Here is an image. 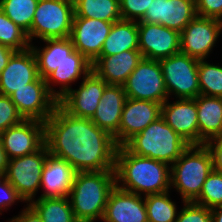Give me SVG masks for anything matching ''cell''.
Masks as SVG:
<instances>
[{
	"label": "cell",
	"instance_id": "obj_1",
	"mask_svg": "<svg viewBox=\"0 0 222 222\" xmlns=\"http://www.w3.org/2000/svg\"><path fill=\"white\" fill-rule=\"evenodd\" d=\"M49 154L65 160L76 172L114 170V137L89 118L74 117L59 105L45 122Z\"/></svg>",
	"mask_w": 222,
	"mask_h": 222
},
{
	"label": "cell",
	"instance_id": "obj_2",
	"mask_svg": "<svg viewBox=\"0 0 222 222\" xmlns=\"http://www.w3.org/2000/svg\"><path fill=\"white\" fill-rule=\"evenodd\" d=\"M115 182L122 190L141 196L171 191V170L166 163L131 153L117 147Z\"/></svg>",
	"mask_w": 222,
	"mask_h": 222
},
{
	"label": "cell",
	"instance_id": "obj_3",
	"mask_svg": "<svg viewBox=\"0 0 222 222\" xmlns=\"http://www.w3.org/2000/svg\"><path fill=\"white\" fill-rule=\"evenodd\" d=\"M115 186L114 170L76 172L68 195L76 220L100 222Z\"/></svg>",
	"mask_w": 222,
	"mask_h": 222
},
{
	"label": "cell",
	"instance_id": "obj_4",
	"mask_svg": "<svg viewBox=\"0 0 222 222\" xmlns=\"http://www.w3.org/2000/svg\"><path fill=\"white\" fill-rule=\"evenodd\" d=\"M171 189L178 192L181 203L194 202L213 170L212 157L205 144L189 145L170 166Z\"/></svg>",
	"mask_w": 222,
	"mask_h": 222
},
{
	"label": "cell",
	"instance_id": "obj_5",
	"mask_svg": "<svg viewBox=\"0 0 222 222\" xmlns=\"http://www.w3.org/2000/svg\"><path fill=\"white\" fill-rule=\"evenodd\" d=\"M189 145L160 116L124 146L137 156L158 160L171 166Z\"/></svg>",
	"mask_w": 222,
	"mask_h": 222
},
{
	"label": "cell",
	"instance_id": "obj_6",
	"mask_svg": "<svg viewBox=\"0 0 222 222\" xmlns=\"http://www.w3.org/2000/svg\"><path fill=\"white\" fill-rule=\"evenodd\" d=\"M74 15L72 0H39L28 34L30 43L70 37Z\"/></svg>",
	"mask_w": 222,
	"mask_h": 222
},
{
	"label": "cell",
	"instance_id": "obj_7",
	"mask_svg": "<svg viewBox=\"0 0 222 222\" xmlns=\"http://www.w3.org/2000/svg\"><path fill=\"white\" fill-rule=\"evenodd\" d=\"M159 63L169 99L196 98L200 95L198 59L179 52L159 60Z\"/></svg>",
	"mask_w": 222,
	"mask_h": 222
},
{
	"label": "cell",
	"instance_id": "obj_8",
	"mask_svg": "<svg viewBox=\"0 0 222 222\" xmlns=\"http://www.w3.org/2000/svg\"><path fill=\"white\" fill-rule=\"evenodd\" d=\"M49 155L44 144L38 151L9 159L5 178L13 188L29 204L40 190L42 170Z\"/></svg>",
	"mask_w": 222,
	"mask_h": 222
},
{
	"label": "cell",
	"instance_id": "obj_9",
	"mask_svg": "<svg viewBox=\"0 0 222 222\" xmlns=\"http://www.w3.org/2000/svg\"><path fill=\"white\" fill-rule=\"evenodd\" d=\"M127 98L160 103L169 98L159 61L142 58L123 85Z\"/></svg>",
	"mask_w": 222,
	"mask_h": 222
},
{
	"label": "cell",
	"instance_id": "obj_10",
	"mask_svg": "<svg viewBox=\"0 0 222 222\" xmlns=\"http://www.w3.org/2000/svg\"><path fill=\"white\" fill-rule=\"evenodd\" d=\"M219 37H222V21L196 15L180 32V52L207 60Z\"/></svg>",
	"mask_w": 222,
	"mask_h": 222
},
{
	"label": "cell",
	"instance_id": "obj_11",
	"mask_svg": "<svg viewBox=\"0 0 222 222\" xmlns=\"http://www.w3.org/2000/svg\"><path fill=\"white\" fill-rule=\"evenodd\" d=\"M10 98L24 120H38L44 123L58 105V100L49 92L42 77L15 90Z\"/></svg>",
	"mask_w": 222,
	"mask_h": 222
},
{
	"label": "cell",
	"instance_id": "obj_12",
	"mask_svg": "<svg viewBox=\"0 0 222 222\" xmlns=\"http://www.w3.org/2000/svg\"><path fill=\"white\" fill-rule=\"evenodd\" d=\"M108 84L91 70L78 87L72 88L60 100L58 105L68 114L91 119L100 103Z\"/></svg>",
	"mask_w": 222,
	"mask_h": 222
},
{
	"label": "cell",
	"instance_id": "obj_13",
	"mask_svg": "<svg viewBox=\"0 0 222 222\" xmlns=\"http://www.w3.org/2000/svg\"><path fill=\"white\" fill-rule=\"evenodd\" d=\"M138 45L143 58L159 61L180 52V33L161 24L138 22Z\"/></svg>",
	"mask_w": 222,
	"mask_h": 222
},
{
	"label": "cell",
	"instance_id": "obj_14",
	"mask_svg": "<svg viewBox=\"0 0 222 222\" xmlns=\"http://www.w3.org/2000/svg\"><path fill=\"white\" fill-rule=\"evenodd\" d=\"M3 148L9 159L38 151L45 144V123L23 120L0 134Z\"/></svg>",
	"mask_w": 222,
	"mask_h": 222
},
{
	"label": "cell",
	"instance_id": "obj_15",
	"mask_svg": "<svg viewBox=\"0 0 222 222\" xmlns=\"http://www.w3.org/2000/svg\"><path fill=\"white\" fill-rule=\"evenodd\" d=\"M112 25L100 19L74 17L70 34L74 49L93 63L100 56Z\"/></svg>",
	"mask_w": 222,
	"mask_h": 222
},
{
	"label": "cell",
	"instance_id": "obj_16",
	"mask_svg": "<svg viewBox=\"0 0 222 222\" xmlns=\"http://www.w3.org/2000/svg\"><path fill=\"white\" fill-rule=\"evenodd\" d=\"M196 15L195 0H153L137 22L161 24L180 33Z\"/></svg>",
	"mask_w": 222,
	"mask_h": 222
},
{
	"label": "cell",
	"instance_id": "obj_17",
	"mask_svg": "<svg viewBox=\"0 0 222 222\" xmlns=\"http://www.w3.org/2000/svg\"><path fill=\"white\" fill-rule=\"evenodd\" d=\"M169 98L161 105L165 122L190 145H199V125L195 98Z\"/></svg>",
	"mask_w": 222,
	"mask_h": 222
},
{
	"label": "cell",
	"instance_id": "obj_18",
	"mask_svg": "<svg viewBox=\"0 0 222 222\" xmlns=\"http://www.w3.org/2000/svg\"><path fill=\"white\" fill-rule=\"evenodd\" d=\"M40 77L36 56L30 48L16 51L0 73V94L10 96Z\"/></svg>",
	"mask_w": 222,
	"mask_h": 222
},
{
	"label": "cell",
	"instance_id": "obj_19",
	"mask_svg": "<svg viewBox=\"0 0 222 222\" xmlns=\"http://www.w3.org/2000/svg\"><path fill=\"white\" fill-rule=\"evenodd\" d=\"M160 116V103L126 98L119 124V146H124Z\"/></svg>",
	"mask_w": 222,
	"mask_h": 222
},
{
	"label": "cell",
	"instance_id": "obj_20",
	"mask_svg": "<svg viewBox=\"0 0 222 222\" xmlns=\"http://www.w3.org/2000/svg\"><path fill=\"white\" fill-rule=\"evenodd\" d=\"M100 222H148L144 196L115 186L108 196Z\"/></svg>",
	"mask_w": 222,
	"mask_h": 222
},
{
	"label": "cell",
	"instance_id": "obj_21",
	"mask_svg": "<svg viewBox=\"0 0 222 222\" xmlns=\"http://www.w3.org/2000/svg\"><path fill=\"white\" fill-rule=\"evenodd\" d=\"M91 70L92 63L84 55L74 49L68 55V59L57 66L56 70L45 79L46 85L49 92L57 100H60L72 89V85L75 82H78L80 79L82 80Z\"/></svg>",
	"mask_w": 222,
	"mask_h": 222
},
{
	"label": "cell",
	"instance_id": "obj_22",
	"mask_svg": "<svg viewBox=\"0 0 222 222\" xmlns=\"http://www.w3.org/2000/svg\"><path fill=\"white\" fill-rule=\"evenodd\" d=\"M124 87L121 85H107L102 94L100 103L91 121L100 129L114 137L119 147V124L122 109L126 100Z\"/></svg>",
	"mask_w": 222,
	"mask_h": 222
},
{
	"label": "cell",
	"instance_id": "obj_23",
	"mask_svg": "<svg viewBox=\"0 0 222 222\" xmlns=\"http://www.w3.org/2000/svg\"><path fill=\"white\" fill-rule=\"evenodd\" d=\"M143 56L139 50H128L115 55H100L92 70L108 85L123 86Z\"/></svg>",
	"mask_w": 222,
	"mask_h": 222
},
{
	"label": "cell",
	"instance_id": "obj_24",
	"mask_svg": "<svg viewBox=\"0 0 222 222\" xmlns=\"http://www.w3.org/2000/svg\"><path fill=\"white\" fill-rule=\"evenodd\" d=\"M76 171L65 160L48 155L42 170L40 196L66 197L69 195Z\"/></svg>",
	"mask_w": 222,
	"mask_h": 222
},
{
	"label": "cell",
	"instance_id": "obj_25",
	"mask_svg": "<svg viewBox=\"0 0 222 222\" xmlns=\"http://www.w3.org/2000/svg\"><path fill=\"white\" fill-rule=\"evenodd\" d=\"M43 45H34L31 43L30 47L33 50L40 77L46 79L57 66L68 59V55L74 50L73 43L70 37L55 38L42 40Z\"/></svg>",
	"mask_w": 222,
	"mask_h": 222
},
{
	"label": "cell",
	"instance_id": "obj_26",
	"mask_svg": "<svg viewBox=\"0 0 222 222\" xmlns=\"http://www.w3.org/2000/svg\"><path fill=\"white\" fill-rule=\"evenodd\" d=\"M195 101L201 145L222 134V97L199 95Z\"/></svg>",
	"mask_w": 222,
	"mask_h": 222
},
{
	"label": "cell",
	"instance_id": "obj_27",
	"mask_svg": "<svg viewBox=\"0 0 222 222\" xmlns=\"http://www.w3.org/2000/svg\"><path fill=\"white\" fill-rule=\"evenodd\" d=\"M128 50H139L138 22L120 19L113 23L100 55H115Z\"/></svg>",
	"mask_w": 222,
	"mask_h": 222
},
{
	"label": "cell",
	"instance_id": "obj_28",
	"mask_svg": "<svg viewBox=\"0 0 222 222\" xmlns=\"http://www.w3.org/2000/svg\"><path fill=\"white\" fill-rule=\"evenodd\" d=\"M29 205L43 222H78L68 196L35 198Z\"/></svg>",
	"mask_w": 222,
	"mask_h": 222
},
{
	"label": "cell",
	"instance_id": "obj_29",
	"mask_svg": "<svg viewBox=\"0 0 222 222\" xmlns=\"http://www.w3.org/2000/svg\"><path fill=\"white\" fill-rule=\"evenodd\" d=\"M74 17L115 23L121 18L120 0H74Z\"/></svg>",
	"mask_w": 222,
	"mask_h": 222
},
{
	"label": "cell",
	"instance_id": "obj_30",
	"mask_svg": "<svg viewBox=\"0 0 222 222\" xmlns=\"http://www.w3.org/2000/svg\"><path fill=\"white\" fill-rule=\"evenodd\" d=\"M169 193L171 194V191L144 196L148 222L176 221L179 208Z\"/></svg>",
	"mask_w": 222,
	"mask_h": 222
},
{
	"label": "cell",
	"instance_id": "obj_31",
	"mask_svg": "<svg viewBox=\"0 0 222 222\" xmlns=\"http://www.w3.org/2000/svg\"><path fill=\"white\" fill-rule=\"evenodd\" d=\"M38 1L39 0H0V9L28 35L31 31Z\"/></svg>",
	"mask_w": 222,
	"mask_h": 222
},
{
	"label": "cell",
	"instance_id": "obj_32",
	"mask_svg": "<svg viewBox=\"0 0 222 222\" xmlns=\"http://www.w3.org/2000/svg\"><path fill=\"white\" fill-rule=\"evenodd\" d=\"M208 61L198 63L200 95L222 97V66Z\"/></svg>",
	"mask_w": 222,
	"mask_h": 222
},
{
	"label": "cell",
	"instance_id": "obj_33",
	"mask_svg": "<svg viewBox=\"0 0 222 222\" xmlns=\"http://www.w3.org/2000/svg\"><path fill=\"white\" fill-rule=\"evenodd\" d=\"M0 44L8 46L15 51L30 48L27 33L9 19L0 9Z\"/></svg>",
	"mask_w": 222,
	"mask_h": 222
},
{
	"label": "cell",
	"instance_id": "obj_34",
	"mask_svg": "<svg viewBox=\"0 0 222 222\" xmlns=\"http://www.w3.org/2000/svg\"><path fill=\"white\" fill-rule=\"evenodd\" d=\"M194 203L210 209L222 204V171L213 169L210 172Z\"/></svg>",
	"mask_w": 222,
	"mask_h": 222
},
{
	"label": "cell",
	"instance_id": "obj_35",
	"mask_svg": "<svg viewBox=\"0 0 222 222\" xmlns=\"http://www.w3.org/2000/svg\"><path fill=\"white\" fill-rule=\"evenodd\" d=\"M175 222H212L211 209L194 202L181 204Z\"/></svg>",
	"mask_w": 222,
	"mask_h": 222
},
{
	"label": "cell",
	"instance_id": "obj_36",
	"mask_svg": "<svg viewBox=\"0 0 222 222\" xmlns=\"http://www.w3.org/2000/svg\"><path fill=\"white\" fill-rule=\"evenodd\" d=\"M23 120L10 96L0 94V134L9 127L20 124Z\"/></svg>",
	"mask_w": 222,
	"mask_h": 222
},
{
	"label": "cell",
	"instance_id": "obj_37",
	"mask_svg": "<svg viewBox=\"0 0 222 222\" xmlns=\"http://www.w3.org/2000/svg\"><path fill=\"white\" fill-rule=\"evenodd\" d=\"M153 0H120L121 18L139 21Z\"/></svg>",
	"mask_w": 222,
	"mask_h": 222
},
{
	"label": "cell",
	"instance_id": "obj_38",
	"mask_svg": "<svg viewBox=\"0 0 222 222\" xmlns=\"http://www.w3.org/2000/svg\"><path fill=\"white\" fill-rule=\"evenodd\" d=\"M20 202L26 203L5 176H0V215Z\"/></svg>",
	"mask_w": 222,
	"mask_h": 222
},
{
	"label": "cell",
	"instance_id": "obj_39",
	"mask_svg": "<svg viewBox=\"0 0 222 222\" xmlns=\"http://www.w3.org/2000/svg\"><path fill=\"white\" fill-rule=\"evenodd\" d=\"M198 16L222 21V0H195Z\"/></svg>",
	"mask_w": 222,
	"mask_h": 222
},
{
	"label": "cell",
	"instance_id": "obj_40",
	"mask_svg": "<svg viewBox=\"0 0 222 222\" xmlns=\"http://www.w3.org/2000/svg\"><path fill=\"white\" fill-rule=\"evenodd\" d=\"M212 157L213 169L222 171V134L205 143Z\"/></svg>",
	"mask_w": 222,
	"mask_h": 222
},
{
	"label": "cell",
	"instance_id": "obj_41",
	"mask_svg": "<svg viewBox=\"0 0 222 222\" xmlns=\"http://www.w3.org/2000/svg\"><path fill=\"white\" fill-rule=\"evenodd\" d=\"M18 213V215L9 218L7 222H43L29 204L24 205L23 209Z\"/></svg>",
	"mask_w": 222,
	"mask_h": 222
},
{
	"label": "cell",
	"instance_id": "obj_42",
	"mask_svg": "<svg viewBox=\"0 0 222 222\" xmlns=\"http://www.w3.org/2000/svg\"><path fill=\"white\" fill-rule=\"evenodd\" d=\"M16 51L12 48L0 44V73L8 64L10 58Z\"/></svg>",
	"mask_w": 222,
	"mask_h": 222
},
{
	"label": "cell",
	"instance_id": "obj_43",
	"mask_svg": "<svg viewBox=\"0 0 222 222\" xmlns=\"http://www.w3.org/2000/svg\"><path fill=\"white\" fill-rule=\"evenodd\" d=\"M9 158L3 148L2 138L0 136V176H4L7 170Z\"/></svg>",
	"mask_w": 222,
	"mask_h": 222
},
{
	"label": "cell",
	"instance_id": "obj_44",
	"mask_svg": "<svg viewBox=\"0 0 222 222\" xmlns=\"http://www.w3.org/2000/svg\"><path fill=\"white\" fill-rule=\"evenodd\" d=\"M212 222H222V204L211 209Z\"/></svg>",
	"mask_w": 222,
	"mask_h": 222
}]
</instances>
